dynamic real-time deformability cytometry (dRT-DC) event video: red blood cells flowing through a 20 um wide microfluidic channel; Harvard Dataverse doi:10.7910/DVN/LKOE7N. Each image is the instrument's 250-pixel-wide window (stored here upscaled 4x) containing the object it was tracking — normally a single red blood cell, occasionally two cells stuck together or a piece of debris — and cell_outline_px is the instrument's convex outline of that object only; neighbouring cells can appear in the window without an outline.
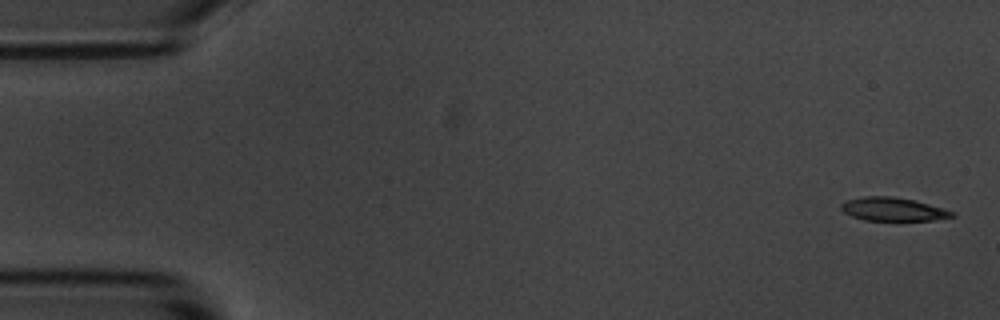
{"species": "common noctule bat (a hibernating species)", "species_latin": "Nyctalus noctula", "temperature_condition": "room temperature", "stored_images_in_passage": 6, "camera_frame_rate_fps": 3000, "um_per_image_px": 0.085, "animal": {"sex": "male", "body_mass_g": 20.1, "forearm_length_mm": 53.5}, "frame": {"image": 1, "passage_image": 1, "time_ms": 0.0, "image_size_px": [1000, 320], "cell_outline_px": [[956, 216], [932, 220], [864, 220], [852, 216], [844, 212], [840, 208], [840, 204], [848, 200], [864, 196], [892, 196], [912, 200], [944, 208], [956, 212]], "centroid_in_image_um": [75.92, 17.78], "position_along_channel_um": 9.1, "area_um2": 15.03}}
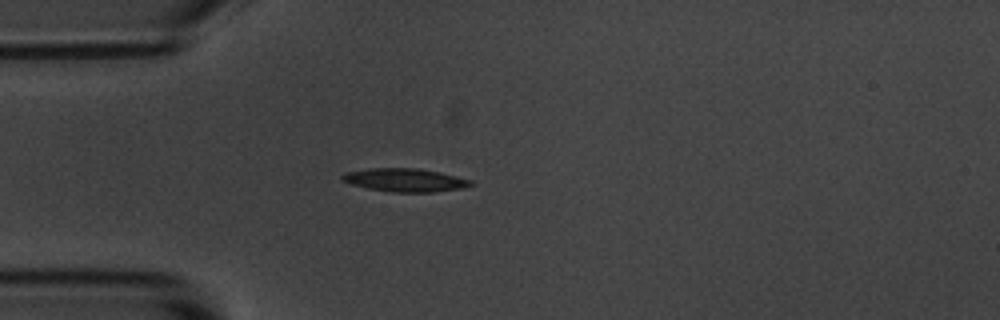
{"frame": {"image": 2, "passage_image": 5, "time_ms": 4.333, "image_size_px": [1000, 320], "cell_outline_px": [[472, 184], [460, 188], [432, 192], [392, 192], [368, 188], [352, 184], [340, 180], [340, 176], [344, 172], [372, 168], [420, 168], [440, 172], [472, 180]], "centroid_in_image_um": [34.38, 15.29], "position_along_channel_um": 50.6, "area_um2": 17.34}}